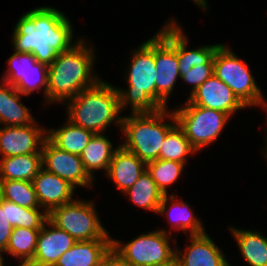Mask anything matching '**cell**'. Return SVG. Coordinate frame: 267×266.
Here are the masks:
<instances>
[{"mask_svg":"<svg viewBox=\"0 0 267 266\" xmlns=\"http://www.w3.org/2000/svg\"><path fill=\"white\" fill-rule=\"evenodd\" d=\"M180 71L181 81L187 82V84L192 85L190 95L195 92V90L202 85L209 77L214 74V68H193V69H183Z\"/></svg>","mask_w":267,"mask_h":266,"instance_id":"obj_34","label":"cell"},{"mask_svg":"<svg viewBox=\"0 0 267 266\" xmlns=\"http://www.w3.org/2000/svg\"><path fill=\"white\" fill-rule=\"evenodd\" d=\"M22 95L30 96L34 91H44V105H47L48 66L36 62L14 85Z\"/></svg>","mask_w":267,"mask_h":266,"instance_id":"obj_32","label":"cell"},{"mask_svg":"<svg viewBox=\"0 0 267 266\" xmlns=\"http://www.w3.org/2000/svg\"><path fill=\"white\" fill-rule=\"evenodd\" d=\"M171 194L172 195L168 194L163 196L157 214L161 216L165 215L167 218L166 221L170 222V228H174L175 231H183L185 232L184 234L189 233L190 235L205 233L206 229L204 224L199 218L194 216L190 205L182 199L176 198L177 195Z\"/></svg>","mask_w":267,"mask_h":266,"instance_id":"obj_18","label":"cell"},{"mask_svg":"<svg viewBox=\"0 0 267 266\" xmlns=\"http://www.w3.org/2000/svg\"><path fill=\"white\" fill-rule=\"evenodd\" d=\"M97 266H126L122 258L111 248Z\"/></svg>","mask_w":267,"mask_h":266,"instance_id":"obj_36","label":"cell"},{"mask_svg":"<svg viewBox=\"0 0 267 266\" xmlns=\"http://www.w3.org/2000/svg\"><path fill=\"white\" fill-rule=\"evenodd\" d=\"M172 234L171 229L162 228L143 233L125 244L114 238L112 249L126 266H175V243H170Z\"/></svg>","mask_w":267,"mask_h":266,"instance_id":"obj_6","label":"cell"},{"mask_svg":"<svg viewBox=\"0 0 267 266\" xmlns=\"http://www.w3.org/2000/svg\"><path fill=\"white\" fill-rule=\"evenodd\" d=\"M42 168L63 178L75 189L92 188L94 180L86 172L80 156L59 149L48 138L42 145ZM92 186V187H91Z\"/></svg>","mask_w":267,"mask_h":266,"instance_id":"obj_11","label":"cell"},{"mask_svg":"<svg viewBox=\"0 0 267 266\" xmlns=\"http://www.w3.org/2000/svg\"><path fill=\"white\" fill-rule=\"evenodd\" d=\"M187 101L197 106L224 112L231 118L238 110L247 108L232 89L214 74L189 95Z\"/></svg>","mask_w":267,"mask_h":266,"instance_id":"obj_13","label":"cell"},{"mask_svg":"<svg viewBox=\"0 0 267 266\" xmlns=\"http://www.w3.org/2000/svg\"><path fill=\"white\" fill-rule=\"evenodd\" d=\"M267 99H265V97H264V100H263V102H262V105H261V107L265 110V112H266V115H267V101H266ZM266 119H267V117H266ZM267 122V121H266ZM265 143H266V145H265V148H263L264 150V152H263V154H265L266 152H267V135H266V139H265Z\"/></svg>","mask_w":267,"mask_h":266,"instance_id":"obj_38","label":"cell"},{"mask_svg":"<svg viewBox=\"0 0 267 266\" xmlns=\"http://www.w3.org/2000/svg\"><path fill=\"white\" fill-rule=\"evenodd\" d=\"M6 216L12 228L41 230L48 220V212L43 208H25L7 200Z\"/></svg>","mask_w":267,"mask_h":266,"instance_id":"obj_30","label":"cell"},{"mask_svg":"<svg viewBox=\"0 0 267 266\" xmlns=\"http://www.w3.org/2000/svg\"><path fill=\"white\" fill-rule=\"evenodd\" d=\"M93 201L74 199L53 208L48 219L76 241L112 240L96 212Z\"/></svg>","mask_w":267,"mask_h":266,"instance_id":"obj_7","label":"cell"},{"mask_svg":"<svg viewBox=\"0 0 267 266\" xmlns=\"http://www.w3.org/2000/svg\"><path fill=\"white\" fill-rule=\"evenodd\" d=\"M7 60V71L2 75V82L14 85L37 60L31 53L15 52Z\"/></svg>","mask_w":267,"mask_h":266,"instance_id":"obj_33","label":"cell"},{"mask_svg":"<svg viewBox=\"0 0 267 266\" xmlns=\"http://www.w3.org/2000/svg\"><path fill=\"white\" fill-rule=\"evenodd\" d=\"M0 197L21 207L41 208L30 181L0 180Z\"/></svg>","mask_w":267,"mask_h":266,"instance_id":"obj_29","label":"cell"},{"mask_svg":"<svg viewBox=\"0 0 267 266\" xmlns=\"http://www.w3.org/2000/svg\"><path fill=\"white\" fill-rule=\"evenodd\" d=\"M189 236L185 250L175 246V266H231L224 251L215 245L207 232Z\"/></svg>","mask_w":267,"mask_h":266,"instance_id":"obj_14","label":"cell"},{"mask_svg":"<svg viewBox=\"0 0 267 266\" xmlns=\"http://www.w3.org/2000/svg\"><path fill=\"white\" fill-rule=\"evenodd\" d=\"M214 75L232 89L247 107H261L264 95L249 65L224 43L214 53Z\"/></svg>","mask_w":267,"mask_h":266,"instance_id":"obj_8","label":"cell"},{"mask_svg":"<svg viewBox=\"0 0 267 266\" xmlns=\"http://www.w3.org/2000/svg\"><path fill=\"white\" fill-rule=\"evenodd\" d=\"M198 153L190 144L184 131L176 124L166 135L159 159L184 163L190 155Z\"/></svg>","mask_w":267,"mask_h":266,"instance_id":"obj_28","label":"cell"},{"mask_svg":"<svg viewBox=\"0 0 267 266\" xmlns=\"http://www.w3.org/2000/svg\"><path fill=\"white\" fill-rule=\"evenodd\" d=\"M104 134L105 133L94 134L88 145L80 154L84 168L93 180L95 179L94 171L104 170L106 175L114 153L119 147H113V143L110 142V139Z\"/></svg>","mask_w":267,"mask_h":266,"instance_id":"obj_22","label":"cell"},{"mask_svg":"<svg viewBox=\"0 0 267 266\" xmlns=\"http://www.w3.org/2000/svg\"><path fill=\"white\" fill-rule=\"evenodd\" d=\"M146 170L147 164L145 162L119 145L110 162L106 176L119 191L125 193Z\"/></svg>","mask_w":267,"mask_h":266,"instance_id":"obj_17","label":"cell"},{"mask_svg":"<svg viewBox=\"0 0 267 266\" xmlns=\"http://www.w3.org/2000/svg\"><path fill=\"white\" fill-rule=\"evenodd\" d=\"M193 2L202 8V10H208V2L206 0H193Z\"/></svg>","mask_w":267,"mask_h":266,"instance_id":"obj_37","label":"cell"},{"mask_svg":"<svg viewBox=\"0 0 267 266\" xmlns=\"http://www.w3.org/2000/svg\"><path fill=\"white\" fill-rule=\"evenodd\" d=\"M40 207L48 213L55 207L72 202L75 188L63 178L41 168L32 180Z\"/></svg>","mask_w":267,"mask_h":266,"instance_id":"obj_16","label":"cell"},{"mask_svg":"<svg viewBox=\"0 0 267 266\" xmlns=\"http://www.w3.org/2000/svg\"><path fill=\"white\" fill-rule=\"evenodd\" d=\"M176 124L173 109L165 108L151 113H131L123 116L120 130L125 135V142L120 145L147 164L159 159L165 137Z\"/></svg>","mask_w":267,"mask_h":266,"instance_id":"obj_5","label":"cell"},{"mask_svg":"<svg viewBox=\"0 0 267 266\" xmlns=\"http://www.w3.org/2000/svg\"><path fill=\"white\" fill-rule=\"evenodd\" d=\"M42 168V153L0 158V180L30 181Z\"/></svg>","mask_w":267,"mask_h":266,"instance_id":"obj_24","label":"cell"},{"mask_svg":"<svg viewBox=\"0 0 267 266\" xmlns=\"http://www.w3.org/2000/svg\"><path fill=\"white\" fill-rule=\"evenodd\" d=\"M124 195L140 208L158 213L163 198L162 192L157 188L151 174L146 170L135 184Z\"/></svg>","mask_w":267,"mask_h":266,"instance_id":"obj_26","label":"cell"},{"mask_svg":"<svg viewBox=\"0 0 267 266\" xmlns=\"http://www.w3.org/2000/svg\"><path fill=\"white\" fill-rule=\"evenodd\" d=\"M12 229L7 221L6 200L0 197V253L2 254L6 250Z\"/></svg>","mask_w":267,"mask_h":266,"instance_id":"obj_35","label":"cell"},{"mask_svg":"<svg viewBox=\"0 0 267 266\" xmlns=\"http://www.w3.org/2000/svg\"><path fill=\"white\" fill-rule=\"evenodd\" d=\"M184 167H186L184 163L162 159L147 163V171L163 195L169 194L168 186L173 185L179 179Z\"/></svg>","mask_w":267,"mask_h":266,"instance_id":"obj_31","label":"cell"},{"mask_svg":"<svg viewBox=\"0 0 267 266\" xmlns=\"http://www.w3.org/2000/svg\"><path fill=\"white\" fill-rule=\"evenodd\" d=\"M86 45L81 38L70 50L59 53L48 66L47 104L63 105L101 79L93 73L94 45Z\"/></svg>","mask_w":267,"mask_h":266,"instance_id":"obj_2","label":"cell"},{"mask_svg":"<svg viewBox=\"0 0 267 266\" xmlns=\"http://www.w3.org/2000/svg\"><path fill=\"white\" fill-rule=\"evenodd\" d=\"M76 242L48 219L40 230L33 260L27 266H55L58 259Z\"/></svg>","mask_w":267,"mask_h":266,"instance_id":"obj_15","label":"cell"},{"mask_svg":"<svg viewBox=\"0 0 267 266\" xmlns=\"http://www.w3.org/2000/svg\"><path fill=\"white\" fill-rule=\"evenodd\" d=\"M177 125L184 131L191 146L199 153L217 141L231 117L221 111L204 108L185 100L173 110Z\"/></svg>","mask_w":267,"mask_h":266,"instance_id":"obj_9","label":"cell"},{"mask_svg":"<svg viewBox=\"0 0 267 266\" xmlns=\"http://www.w3.org/2000/svg\"><path fill=\"white\" fill-rule=\"evenodd\" d=\"M4 265V256L0 253V266Z\"/></svg>","mask_w":267,"mask_h":266,"instance_id":"obj_39","label":"cell"},{"mask_svg":"<svg viewBox=\"0 0 267 266\" xmlns=\"http://www.w3.org/2000/svg\"><path fill=\"white\" fill-rule=\"evenodd\" d=\"M262 156H264L266 159H267V152L264 154V155H262ZM267 161V160H266Z\"/></svg>","mask_w":267,"mask_h":266,"instance_id":"obj_40","label":"cell"},{"mask_svg":"<svg viewBox=\"0 0 267 266\" xmlns=\"http://www.w3.org/2000/svg\"><path fill=\"white\" fill-rule=\"evenodd\" d=\"M37 120L25 126H2L0 128V156L41 153L47 138V129L39 127Z\"/></svg>","mask_w":267,"mask_h":266,"instance_id":"obj_12","label":"cell"},{"mask_svg":"<svg viewBox=\"0 0 267 266\" xmlns=\"http://www.w3.org/2000/svg\"><path fill=\"white\" fill-rule=\"evenodd\" d=\"M64 104L67 105L66 120L76 126L95 134L106 132V128L114 123L121 128L123 116L120 114L122 111L118 90L102 78L94 86L82 90Z\"/></svg>","mask_w":267,"mask_h":266,"instance_id":"obj_3","label":"cell"},{"mask_svg":"<svg viewBox=\"0 0 267 266\" xmlns=\"http://www.w3.org/2000/svg\"><path fill=\"white\" fill-rule=\"evenodd\" d=\"M154 36V62L156 65V103L165 109L180 77L176 52V20L170 19Z\"/></svg>","mask_w":267,"mask_h":266,"instance_id":"obj_10","label":"cell"},{"mask_svg":"<svg viewBox=\"0 0 267 266\" xmlns=\"http://www.w3.org/2000/svg\"><path fill=\"white\" fill-rule=\"evenodd\" d=\"M237 242L240 255L249 266H267V237L259 231L228 227Z\"/></svg>","mask_w":267,"mask_h":266,"instance_id":"obj_23","label":"cell"},{"mask_svg":"<svg viewBox=\"0 0 267 266\" xmlns=\"http://www.w3.org/2000/svg\"><path fill=\"white\" fill-rule=\"evenodd\" d=\"M39 233L40 230L13 228L6 250L3 253L19 258V266H27L33 260Z\"/></svg>","mask_w":267,"mask_h":266,"instance_id":"obj_27","label":"cell"},{"mask_svg":"<svg viewBox=\"0 0 267 266\" xmlns=\"http://www.w3.org/2000/svg\"><path fill=\"white\" fill-rule=\"evenodd\" d=\"M23 96L13 85L0 82L1 126H25L36 121L27 106L21 102Z\"/></svg>","mask_w":267,"mask_h":266,"instance_id":"obj_19","label":"cell"},{"mask_svg":"<svg viewBox=\"0 0 267 266\" xmlns=\"http://www.w3.org/2000/svg\"><path fill=\"white\" fill-rule=\"evenodd\" d=\"M73 32L70 20L59 9L37 7L23 13L14 26L13 51L31 53L37 62L49 66L59 53L70 50L80 40L75 42Z\"/></svg>","mask_w":267,"mask_h":266,"instance_id":"obj_1","label":"cell"},{"mask_svg":"<svg viewBox=\"0 0 267 266\" xmlns=\"http://www.w3.org/2000/svg\"><path fill=\"white\" fill-rule=\"evenodd\" d=\"M57 129L47 128V138L59 149L80 156L94 132L76 126L69 120Z\"/></svg>","mask_w":267,"mask_h":266,"instance_id":"obj_25","label":"cell"},{"mask_svg":"<svg viewBox=\"0 0 267 266\" xmlns=\"http://www.w3.org/2000/svg\"><path fill=\"white\" fill-rule=\"evenodd\" d=\"M132 51L126 72L128 88L116 86L120 108L130 107V113H151L162 109L156 103V65L154 62V36ZM128 73V74H127Z\"/></svg>","mask_w":267,"mask_h":266,"instance_id":"obj_4","label":"cell"},{"mask_svg":"<svg viewBox=\"0 0 267 266\" xmlns=\"http://www.w3.org/2000/svg\"><path fill=\"white\" fill-rule=\"evenodd\" d=\"M111 248L112 240L77 241L55 266H97Z\"/></svg>","mask_w":267,"mask_h":266,"instance_id":"obj_20","label":"cell"},{"mask_svg":"<svg viewBox=\"0 0 267 266\" xmlns=\"http://www.w3.org/2000/svg\"><path fill=\"white\" fill-rule=\"evenodd\" d=\"M182 25L176 23V52L179 62V70L193 68H214L213 56L221 45H204L188 50V40Z\"/></svg>","mask_w":267,"mask_h":266,"instance_id":"obj_21","label":"cell"}]
</instances>
